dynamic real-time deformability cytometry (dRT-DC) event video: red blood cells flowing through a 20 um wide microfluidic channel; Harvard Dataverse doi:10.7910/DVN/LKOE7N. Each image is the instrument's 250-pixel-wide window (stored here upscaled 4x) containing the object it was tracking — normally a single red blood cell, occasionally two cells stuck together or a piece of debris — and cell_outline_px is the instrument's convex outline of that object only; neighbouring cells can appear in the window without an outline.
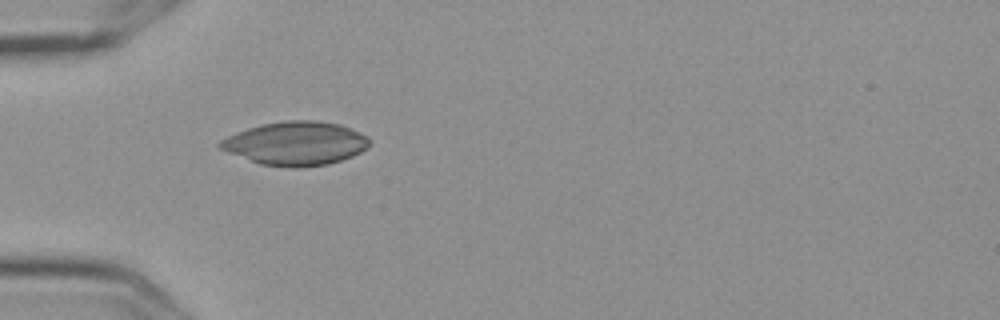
{"species": "Egyptian fruit bat (a non-hibernating species)", "species_latin": "Rousettus aegyptiacus", "temperature_condition": "cold", "stored_images_in_passage": 5, "segment_of_instrument_passage": [2, 2], "camera_frame_rate_fps": 3000, "um_per_image_px": 0.085, "frame": {"image": 1, "passage_image": 4, "time_ms": 1.0, "image_size_px": [1000, 320], "cell_outline_px": [[368, 144], [360, 152], [352, 156], [328, 164], [260, 164], [228, 152], [220, 148], [216, 144], [220, 140], [236, 132], [260, 124], [284, 120], [316, 120], [340, 124], [368, 136]], "centroid_in_image_um": [25.1, 12.13], "position_along_channel_um": 59.9, "area_um2": 36.82}}
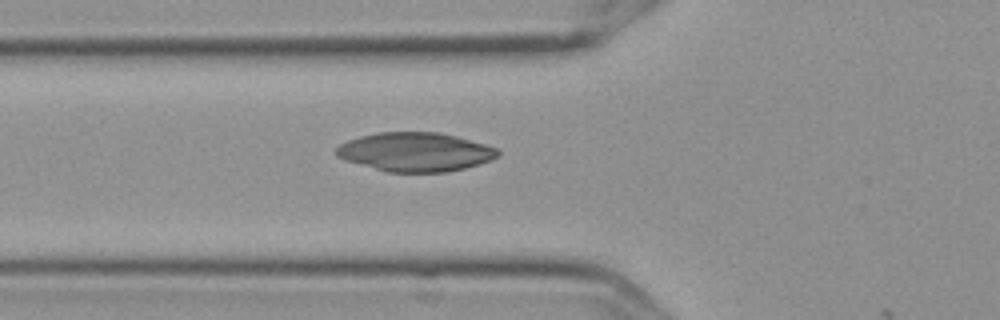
{"frame": {"image": 2, "passage_image": 5, "time_ms": 1.333, "image_size_px": [1000, 320], "cell_outline_px": [[500, 156], [492, 160], [464, 168], [444, 172], [388, 172], [348, 160], [336, 156], [336, 148], [340, 144], [348, 140], [360, 136], [376, 132], [440, 132], [456, 136], [500, 148]], "centroid_in_image_um": [35.35, 12.9], "position_along_channel_um": 90.4, "area_um2": 36.59}}